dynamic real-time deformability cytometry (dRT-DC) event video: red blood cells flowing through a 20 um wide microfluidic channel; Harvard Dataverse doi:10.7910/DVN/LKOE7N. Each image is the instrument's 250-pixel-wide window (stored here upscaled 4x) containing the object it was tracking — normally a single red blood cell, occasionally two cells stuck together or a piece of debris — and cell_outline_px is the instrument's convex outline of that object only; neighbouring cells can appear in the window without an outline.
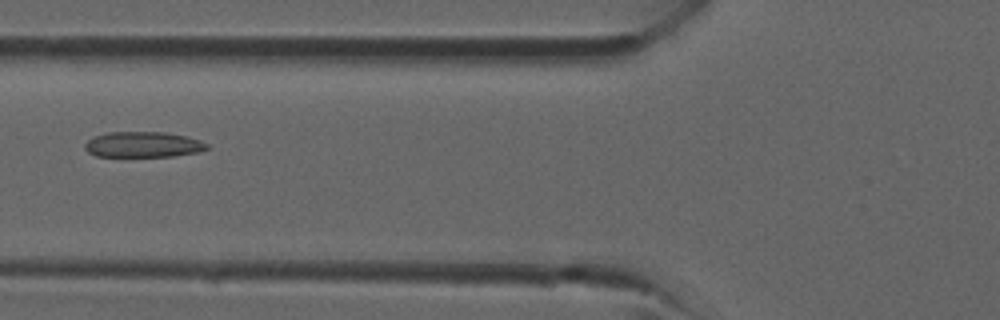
{"species": "common noctule bat (a hibernating species)", "species_latin": "Nyctalus noctula", "temperature_condition": "room temperature", "stored_images_in_passage": 39, "camera_frame_rate_fps": 3000, "um_per_image_px": 0.085, "animal": {"sex": "male", "forearm_length_mm": 52.5}, "frame": {"image": 1, "passage_image": 15, "time_ms": 4.667, "image_size_px": [1000, 320], "cell_outline_px": [[208, 148], [200, 152], [172, 156], [96, 156], [88, 152], [84, 148], [84, 144], [88, 140], [96, 136], [108, 132], [164, 132], [184, 136], [200, 140], [208, 144]], "centroid_in_image_um": [12.16, 12.29], "position_along_channel_um": 113.6, "area_um2": 18.09}}
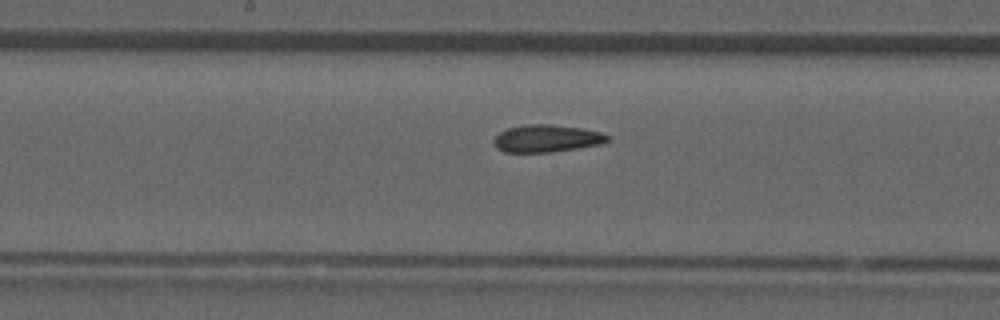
{"frame": {"image": 2, "passage_image": 20, "time_ms": 6.333, "image_size_px": [1000, 320], "cell_outline_px": [[612, 140], [600, 144], [552, 152], [504, 152], [496, 148], [492, 140], [500, 132], [508, 128], [528, 124], [552, 124], [584, 128], [600, 132], [608, 136]], "centroid_in_image_um": [46.47, 11.76], "position_along_channel_um": 201.7, "area_um2": 18.21}}
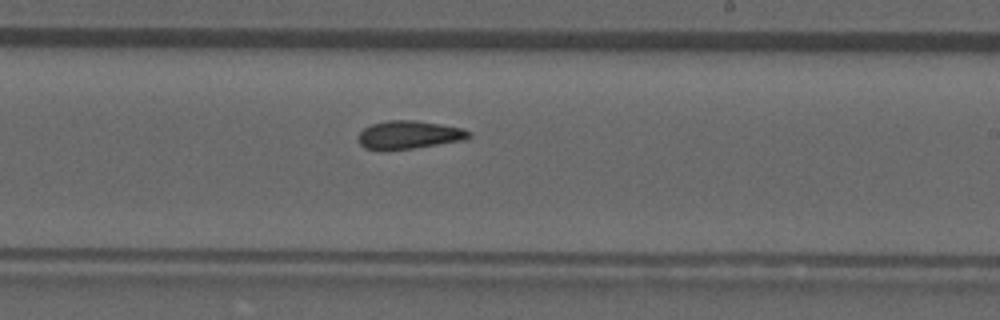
{"frame": {"image": 3, "passage_image": 23, "time_ms": 7.333, "image_size_px": [1000, 320], "cell_outline_px": [[472, 136], [468, 140], [412, 148], [380, 152], [364, 148], [360, 144], [360, 132], [364, 128], [372, 124], [384, 120], [416, 120], [464, 128], [472, 132]], "centroid_in_image_um": [34.8, 11.47], "position_along_channel_um": 254.2, "area_um2": 18.61}}